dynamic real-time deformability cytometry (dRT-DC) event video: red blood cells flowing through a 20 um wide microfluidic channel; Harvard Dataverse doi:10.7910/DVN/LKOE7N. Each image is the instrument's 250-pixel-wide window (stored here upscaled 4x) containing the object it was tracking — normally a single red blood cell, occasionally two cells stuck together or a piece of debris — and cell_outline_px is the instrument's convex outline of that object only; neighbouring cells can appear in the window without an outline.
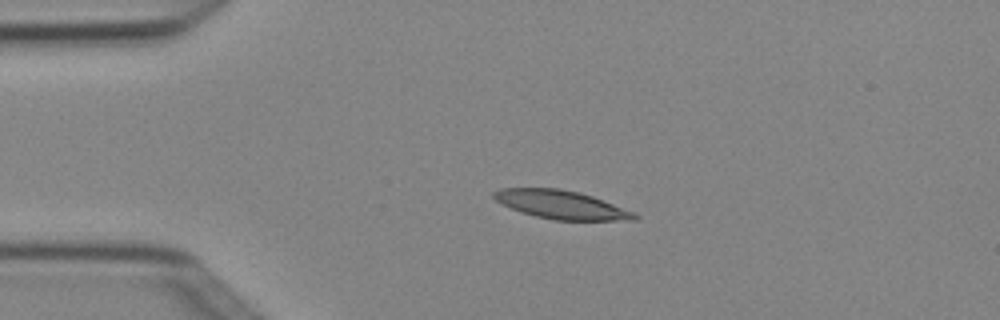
{"species": "Egyptian fruit bat (a non-hibernating species)", "species_latin": "Rousettus aegyptiacus", "temperature_condition": "cold", "stored_images_in_passage": 3, "camera_frame_rate_fps": 3000, "um_per_image_px": 0.085, "animal": {"sex": "female"}, "frame": {"image": 1, "passage_image": 2, "time_ms": 0.333, "image_size_px": [1000, 320], "cell_outline_px": [[640, 216], [636, 220], [556, 220], [536, 216], [520, 212], [496, 200], [492, 196], [492, 192], [500, 188], [560, 188], [580, 192], [592, 196], [636, 212]], "centroid_in_image_um": [47.74, 17.39], "position_along_channel_um": 37.3, "area_um2": 23.35}}